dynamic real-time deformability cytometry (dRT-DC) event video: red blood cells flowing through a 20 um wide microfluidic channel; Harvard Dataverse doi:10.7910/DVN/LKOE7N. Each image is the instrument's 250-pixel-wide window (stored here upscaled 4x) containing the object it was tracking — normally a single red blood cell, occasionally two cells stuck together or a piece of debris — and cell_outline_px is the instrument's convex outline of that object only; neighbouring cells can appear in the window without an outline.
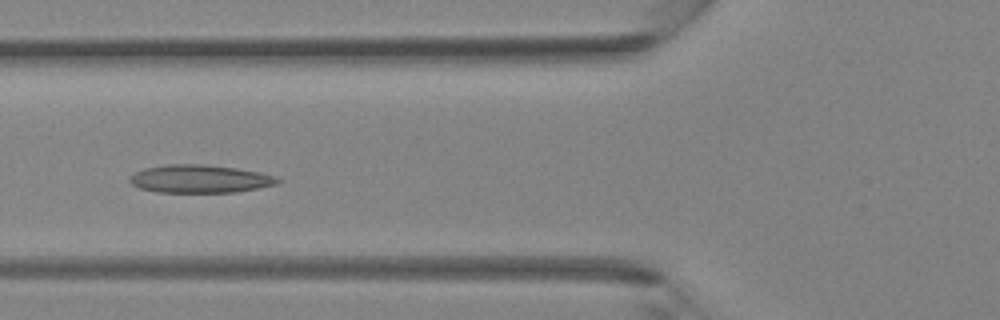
{"species": "Egyptian fruit bat (a non-hibernating species)", "species_latin": "Rousettus aegyptiacus", "temperature_condition": "room temperature", "stored_images_in_passage": 40, "camera_frame_rate_fps": 3000, "um_per_image_px": 0.085, "animal": {"sex": "female"}, "frame": {"image": 1, "passage_image": 15, "time_ms": 4.667, "image_size_px": [1000, 320], "cell_outline_px": [[280, 180], [276, 184], [236, 192], [156, 192], [140, 188], [132, 184], [128, 180], [136, 172], [144, 168], [168, 164], [204, 164], [236, 168], [260, 172], [276, 176]], "centroid_in_image_um": [16.98, 15.2], "position_along_channel_um": 108.8, "area_um2": 23.99}}
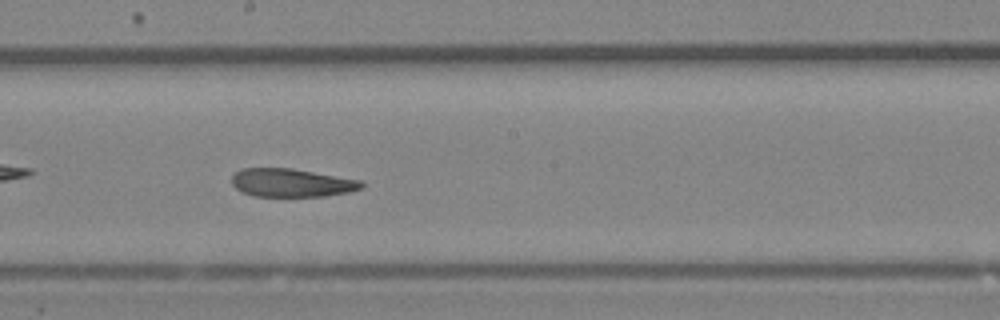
{"frame": {"image": 2, "passage_image": 22, "time_ms": 7.0, "image_size_px": [1000, 320], "cell_outline_px": [[364, 188], [348, 192], [324, 196], [252, 196], [236, 188], [232, 184], [232, 176], [240, 168], [292, 168], [360, 180], [364, 184]], "centroid_in_image_um": [24.78, 15.53], "position_along_channel_um": 223.4, "area_um2": 21.33}}
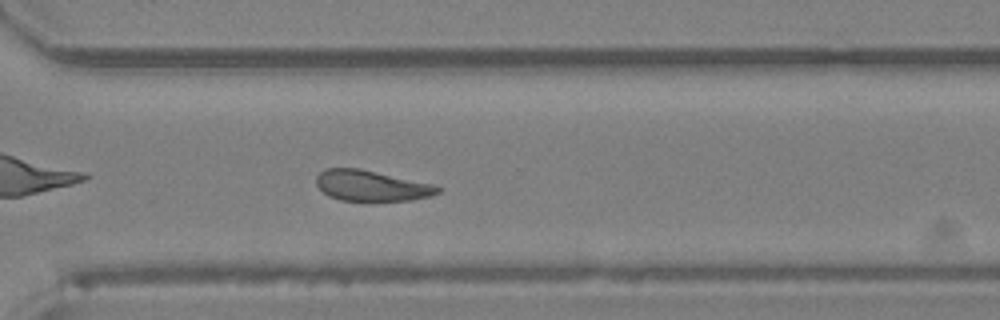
{"frame": {"image": 3, "passage_image": 29, "time_ms": 9.333, "image_size_px": [1000, 320], "cell_outline_px": [[444, 188], [440, 192], [432, 196], [412, 200], [372, 204], [340, 200], [328, 196], [316, 184], [316, 176], [320, 172], [328, 168], [360, 168], [432, 184]], "centroid_in_image_um": [31.6, 15.84], "position_along_channel_um": 339.0, "area_um2": 22.66}}